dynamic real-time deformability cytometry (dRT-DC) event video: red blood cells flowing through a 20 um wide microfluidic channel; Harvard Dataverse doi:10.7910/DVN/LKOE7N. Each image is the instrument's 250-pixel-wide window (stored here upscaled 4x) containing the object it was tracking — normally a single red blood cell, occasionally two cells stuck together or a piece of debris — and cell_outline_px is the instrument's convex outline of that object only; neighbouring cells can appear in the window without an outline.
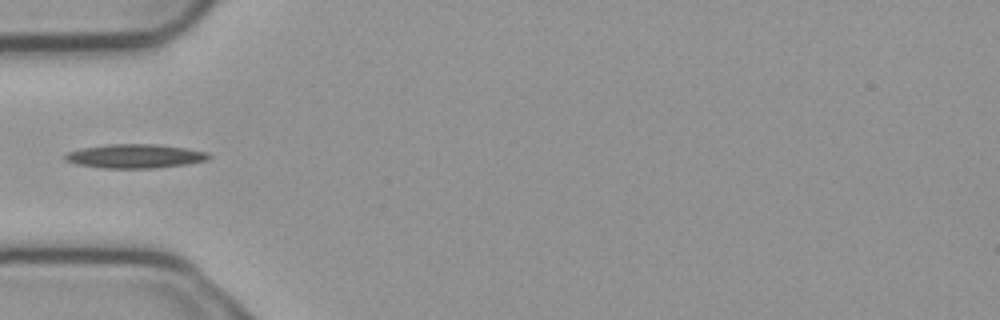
{"species": "common noctule bat (a hibernating species)", "species_latin": "Nyctalus noctula", "temperature_condition": "cold", "stored_images_in_passage": 5, "camera_frame_rate_fps": 3000, "um_per_image_px": 0.085, "animal": {"sex": "male", "body_mass_g": 23.1, "forearm_length_mm": 52.7}, "frame": {"image": 1, "passage_image": 5, "time_ms": 1.333, "image_size_px": [1000, 320], "cell_outline_px": [[212, 156], [208, 160], [184, 164], [156, 168], [100, 168], [76, 164], [64, 160], [64, 156], [68, 152], [80, 148], [108, 144], [156, 144], [188, 148], [208, 152]], "centroid_in_image_um": [11.47, 13.27], "position_along_channel_um": 73.5, "area_um2": 20.23}}